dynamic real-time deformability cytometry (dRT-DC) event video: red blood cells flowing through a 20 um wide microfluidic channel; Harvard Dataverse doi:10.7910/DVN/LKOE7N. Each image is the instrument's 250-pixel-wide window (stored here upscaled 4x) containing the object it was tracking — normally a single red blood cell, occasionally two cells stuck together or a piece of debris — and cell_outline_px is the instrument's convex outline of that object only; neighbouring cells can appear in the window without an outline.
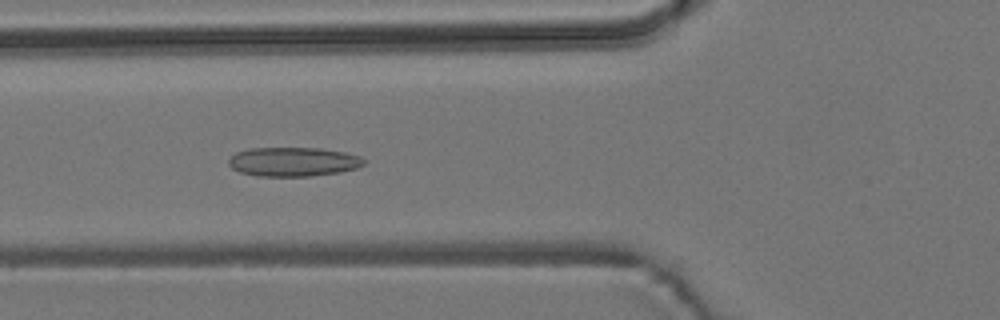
{"species": "common noctule bat (a hibernating species)", "species_latin": "Nyctalus noctula", "temperature_condition": "room temperature", "stored_images_in_passage": 33, "camera_frame_rate_fps": 3000, "um_per_image_px": 0.085, "animal": {"sex": "male", "body_mass_g": 19.2, "forearm_length_mm": 51.8}, "frame": {"image": 1, "passage_image": 8, "time_ms": 2.333, "image_size_px": [1000, 320], "cell_outline_px": [[368, 160], [364, 164], [356, 168], [340, 172], [312, 176], [256, 176], [240, 172], [232, 168], [228, 164], [228, 160], [236, 152], [248, 148], [320, 148], [344, 152], [360, 156]], "centroid_in_image_um": [24.94, 13.75], "position_along_channel_um": 100.9, "area_um2": 23.12}}
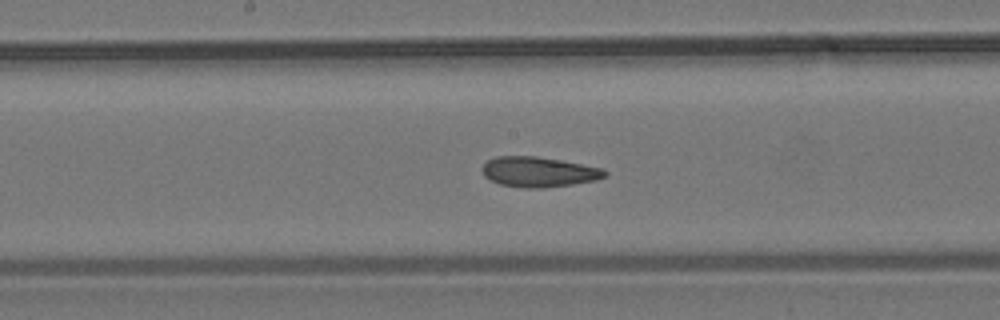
{"frame": {"image": 2, "passage_image": 16, "time_ms": 5.0, "image_size_px": [1000, 320], "cell_outline_px": [[608, 176], [596, 180], [572, 184], [544, 188], [524, 188], [500, 184], [484, 176], [484, 164], [488, 160], [496, 156], [536, 156], [560, 160], [604, 168], [608, 172]], "centroid_in_image_um": [45.85, 14.61], "position_along_channel_um": 202.4, "area_um2": 21.5}}
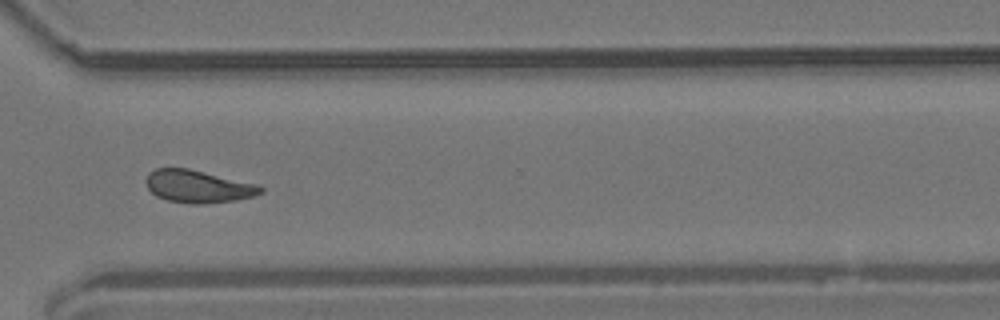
{"frame": {"image": 3, "passage_image": 28, "time_ms": 9.0, "image_size_px": [1000, 320], "cell_outline_px": [[264, 192], [252, 196], [236, 200], [204, 204], [192, 204], [168, 200], [156, 196], [148, 188], [144, 180], [148, 172], [156, 168], [188, 168], [256, 184], [264, 188]], "centroid_in_image_um": [16.8, 15.84], "position_along_channel_um": 353.8, "area_um2": 21.73}, "authors_computed_cell_mechanics": {"area_um2": 21.5594, "velocity_mm_per_s": 3.7897, "shape_relaxation_time_tau1_ms": null, "shape_relaxation_time_tau2_ms": 3.0532, "deformation_change_tau1": null, "deformation_change_tau2": 0.1012}}